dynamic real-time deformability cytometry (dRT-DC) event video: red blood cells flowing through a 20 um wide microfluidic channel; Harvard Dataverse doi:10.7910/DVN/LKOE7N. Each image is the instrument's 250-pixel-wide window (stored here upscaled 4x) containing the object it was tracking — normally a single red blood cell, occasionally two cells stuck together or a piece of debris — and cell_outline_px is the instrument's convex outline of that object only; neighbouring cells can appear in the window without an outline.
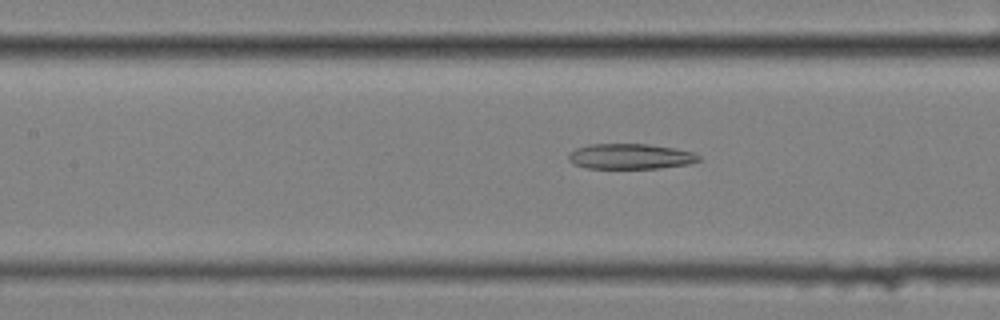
{"species": "common noctule bat (a hibernating species)", "species_latin": "Nyctalus noctula", "temperature_condition": "cold", "stored_images_in_passage": 46, "camera_frame_rate_fps": 3000, "um_per_image_px": 0.085, "animal": {"sex": "female", "body_mass_g": 25.1}, "frame": {"image": 1, "passage_image": 18, "time_ms": 5.667, "image_size_px": [1000, 320], "cell_outline_px": [[700, 160], [688, 164], [660, 168], [584, 168], [572, 164], [568, 160], [568, 156], [576, 148], [588, 144], [648, 144], [672, 148], [692, 152], [700, 156]], "centroid_in_image_um": [53.54, 13.3], "position_along_channel_um": 153.9, "area_um2": 19.19}}
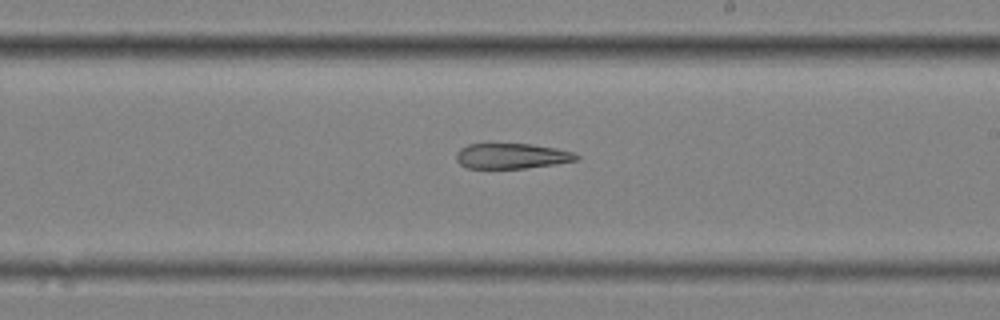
{"frame": {"image": 2, "passage_image": 26, "time_ms": 8.333, "image_size_px": [1000, 320], "cell_outline_px": [[580, 160], [556, 164], [524, 168], [468, 168], [460, 164], [456, 160], [456, 152], [460, 148], [468, 144], [532, 144], [556, 148], [576, 152], [580, 156]], "centroid_in_image_um": [43.54, 13.26], "position_along_channel_um": 245.5, "area_um2": 17.92}}
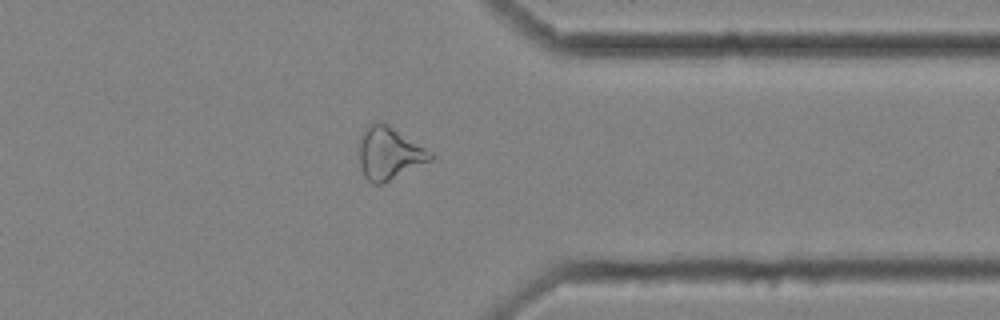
{"frame": {"image": 3, "passage_image": 38, "time_ms": 12.333, "image_size_px": [1000, 320], "cell_outline_px": [[436, 156], [432, 160], [380, 184], [372, 184], [364, 176], [360, 168], [360, 136], [364, 128], [372, 120], [384, 120], [432, 152]], "centroid_in_image_um": [33.07, 12.96], "position_along_channel_um": 378.3, "area_um2": 22.2}}